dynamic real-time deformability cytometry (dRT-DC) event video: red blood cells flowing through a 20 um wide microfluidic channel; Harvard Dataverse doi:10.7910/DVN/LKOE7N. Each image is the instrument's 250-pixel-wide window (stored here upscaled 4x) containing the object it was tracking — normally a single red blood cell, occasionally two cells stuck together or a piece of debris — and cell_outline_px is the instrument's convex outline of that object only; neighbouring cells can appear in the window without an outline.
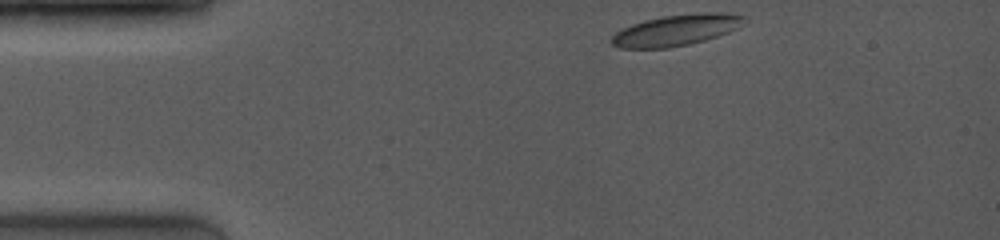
{"species": "common noctule bat (a hibernating species)", "species_latin": "Nyctalus noctula", "temperature_condition": "room temperature", "stored_images_in_passage": 22, "camera_frame_rate_fps": 4000, "um_per_image_px": 0.085, "animal": {"sex": "female", "body_mass_g": 19.0, "forearm_length_mm": 53.3}, "frame": {"image": 1, "passage_image": 1, "time_ms": 0.0, "image_size_px": [1000, 240], "cell_outline_px": [[748, 20], [740, 28], [704, 40], [688, 44], [668, 48], [620, 48], [612, 44], [612, 36], [616, 32], [632, 24], [644, 20], [660, 16], [704, 12], [728, 12], [748, 16]], "centroid_in_image_um": [57.57, 2.54], "position_along_channel_um": 27.4, "area_um2": 24.28}}
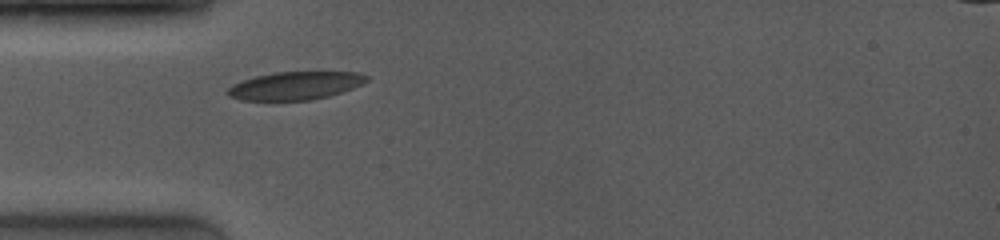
{"frame": {"image": 2, "passage_image": 6, "time_ms": 2.25, "image_size_px": [1000, 240], "cell_outline_px": [[368, 80], [352, 88], [328, 96], [312, 100], [240, 100], [228, 96], [224, 92], [232, 84], [256, 76], [276, 72], [356, 72], [368, 76]], "centroid_in_image_um": [25.05, 7.29], "position_along_channel_um": 60.0, "area_um2": 22.54}}
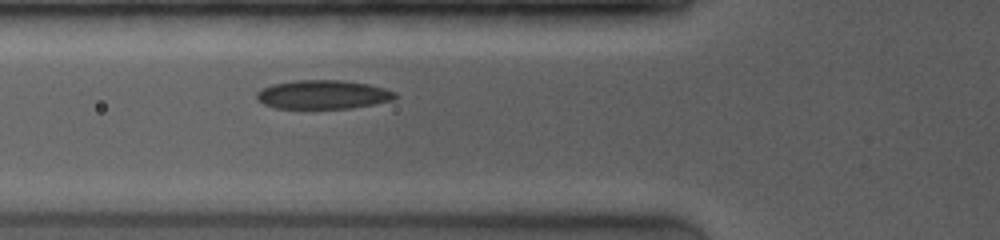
{"frame": {"image": 3, "passage_image": 10, "time_ms": 3.25, "image_size_px": [1000, 240], "cell_outline_px": [[396, 96], [392, 100], [352, 108], [276, 108], [264, 104], [256, 100], [256, 92], [272, 84], [292, 80], [340, 80], [368, 84], [384, 88], [396, 92]], "centroid_in_image_um": [27.42, 8.03], "position_along_channel_um": 98.4, "area_um2": 23.18}}